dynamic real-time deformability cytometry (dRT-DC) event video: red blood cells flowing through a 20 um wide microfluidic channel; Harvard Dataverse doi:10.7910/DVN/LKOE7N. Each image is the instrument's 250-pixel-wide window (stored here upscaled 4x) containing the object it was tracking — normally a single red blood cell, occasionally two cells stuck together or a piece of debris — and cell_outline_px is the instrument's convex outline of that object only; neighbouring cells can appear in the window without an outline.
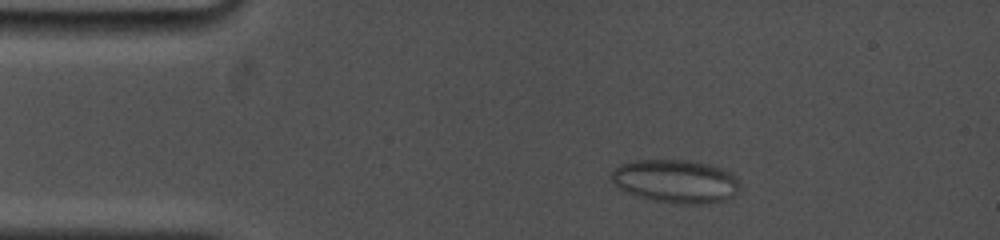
{"species": "common noctule bat (a hibernating species)", "species_latin": "Nyctalus noctula", "temperature_condition": "cold", "stored_images_in_passage": 20, "camera_frame_rate_fps": 5000, "um_per_image_px": 0.085, "animal": {"sex": "female", "body_mass_g": 19.0, "forearm_length_mm": 53.3}, "frame": {"image": 1, "passage_image": 6, "time_ms": 2.2, "image_size_px": [1000, 240], "cell_outline_px": [[740, 188], [732, 196], [724, 200], [704, 204], [676, 204], [652, 200], [628, 192], [620, 188], [608, 176], [620, 164], [636, 160], [692, 160], [708, 164], [732, 172]], "centroid_in_image_um": [57.43, 15.4], "position_along_channel_um": 27.6, "area_um2": 32.31}}
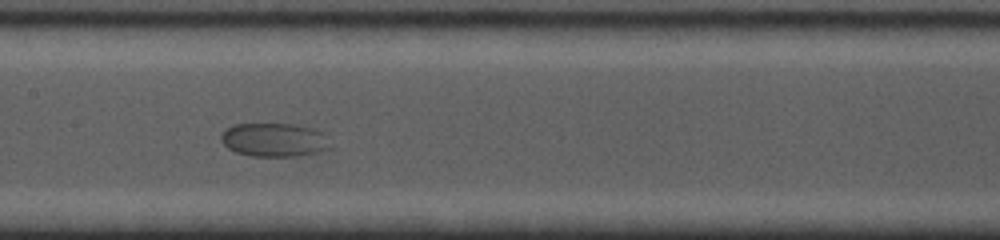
{"frame": {"image": 2, "passage_image": 16, "time_ms": 8.2, "image_size_px": [1000, 240], "cell_outline_px": [[332, 148], [320, 152], [300, 156], [252, 156], [236, 152], [228, 148], [220, 140], [220, 136], [232, 124], [292, 124], [312, 128], [324, 132]], "centroid_in_image_um": [23.34, 11.89], "position_along_channel_um": 184.1, "area_um2": 21.56}}
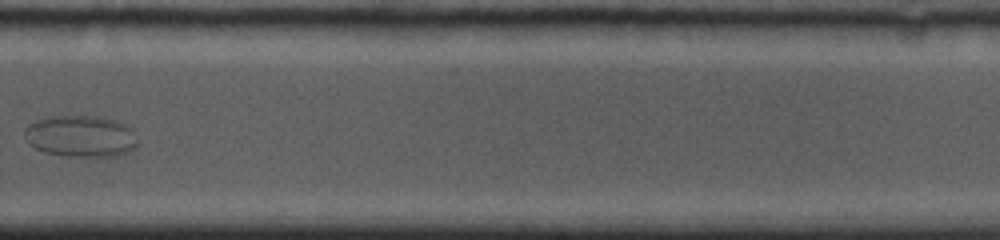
{"frame": {"image": 3, "passage_image": 20, "time_ms": 12.2, "image_size_px": [1000, 240], "cell_outline_px": [[140, 144], [136, 148], [128, 152], [116, 156], [72, 156], [44, 152], [28, 144], [24, 136], [24, 128], [28, 124], [36, 120], [52, 116], [100, 116], [116, 120], [132, 128]], "centroid_in_image_um": [6.89, 11.57], "position_along_channel_um": 322.9, "area_um2": 27.74}}